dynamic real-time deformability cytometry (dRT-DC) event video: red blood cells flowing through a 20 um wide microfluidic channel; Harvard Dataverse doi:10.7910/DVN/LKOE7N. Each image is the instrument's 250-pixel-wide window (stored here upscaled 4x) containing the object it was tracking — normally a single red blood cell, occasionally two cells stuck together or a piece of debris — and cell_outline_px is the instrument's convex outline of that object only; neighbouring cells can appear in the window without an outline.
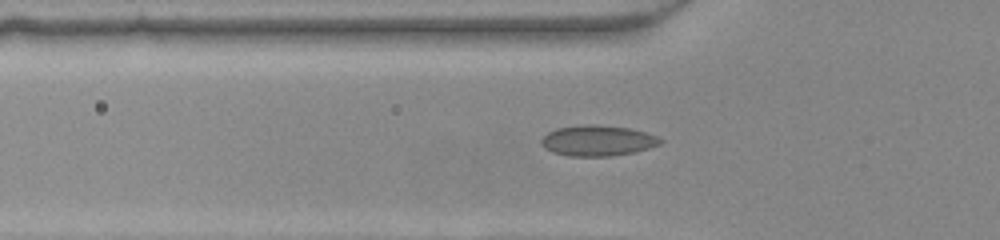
{"species": "common noctule bat (a hibernating species)", "species_latin": "Nyctalus noctula", "temperature_condition": "warm", "stored_images_in_passage": 33, "camera_frame_rate_fps": 3000, "um_per_image_px": 0.085, "animal": {"sex": "female", "body_mass_g": 22.0, "forearm_length_mm": 56.7}, "frame": {"image": 1, "passage_image": 4, "time_ms": 1.0, "image_size_px": [1000, 240], "cell_outline_px": [[664, 140], [660, 144], [636, 152], [612, 156], [568, 156], [552, 152], [544, 148], [540, 144], [540, 140], [548, 132], [556, 128], [588, 124], [592, 124], [628, 128], [644, 132], [656, 136]], "centroid_in_image_um": [50.77, 11.96], "position_along_channel_um": 75.0, "area_um2": 21.27}}
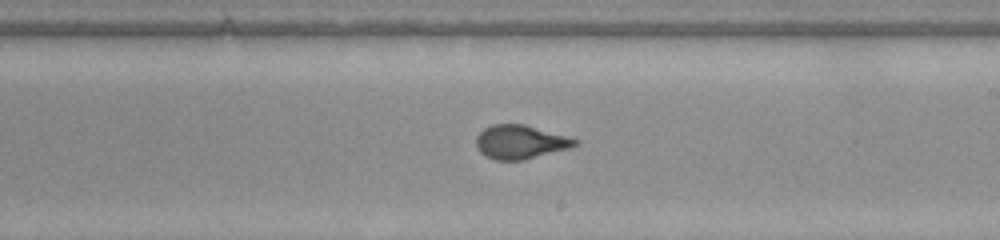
{"frame": {"image": 2, "passage_image": 16, "time_ms": 5.0, "image_size_px": [1000, 240], "cell_outline_px": [[580, 144], [572, 148], [524, 160], [496, 160], [480, 152], [476, 148], [476, 136], [484, 128], [492, 124], [524, 124], [568, 136], [580, 140]], "centroid_in_image_um": [44.28, 12.07], "position_along_channel_um": 244.7, "area_um2": 19.71}}
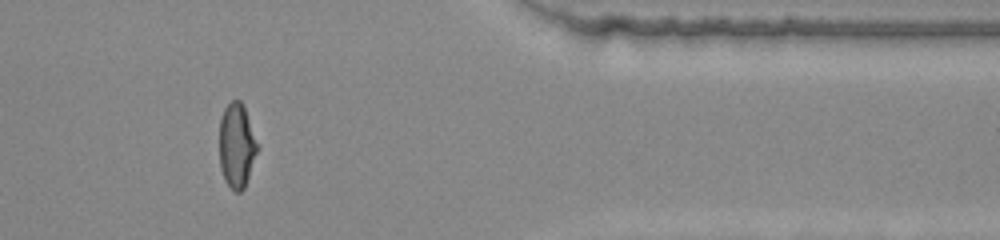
{"frame": {"image": 3, "passage_image": 28, "time_ms": 9.0, "image_size_px": [1000, 240], "cell_outline_px": [[260, 148], [244, 188], [240, 192], [236, 192], [224, 180], [220, 168], [220, 120], [224, 108], [232, 100], [240, 100], [244, 108], [260, 144]], "centroid_in_image_um": [20.15, 12.38], "position_along_channel_um": 391.2, "area_um2": 18.96}}